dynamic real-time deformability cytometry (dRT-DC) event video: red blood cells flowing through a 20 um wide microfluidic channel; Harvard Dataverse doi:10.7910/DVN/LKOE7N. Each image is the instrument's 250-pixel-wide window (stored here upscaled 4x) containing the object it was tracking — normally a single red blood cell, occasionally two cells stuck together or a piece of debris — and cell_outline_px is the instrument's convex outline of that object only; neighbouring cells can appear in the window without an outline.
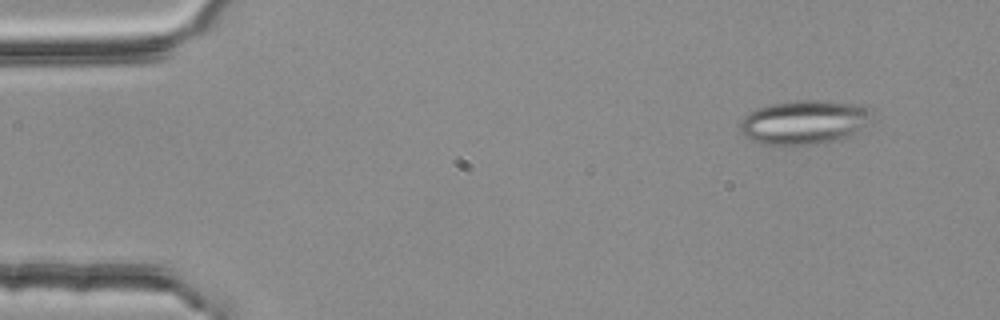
{"species": "common noctule bat (a hibernating species)", "species_latin": "Nyctalus noctula", "temperature_condition": "room temperature", "stored_images_in_passage": 4, "camera_frame_rate_fps": 3000, "um_per_image_px": 0.085, "animal": {"sex": "female", "body_mass_g": 25.1}, "frame": {"image": 1, "passage_image": 1, "time_ms": 0.0, "image_size_px": [1000, 320], "cell_outline_px": [[872, 124], [840, 140], [816, 144], [760, 144], [744, 136], [740, 128], [740, 120], [744, 116], [756, 108], [772, 104], [796, 100], [820, 100], [864, 104], [872, 112]], "centroid_in_image_um": [68.42, 10.37], "position_along_channel_um": 16.6, "area_um2": 34.33}}
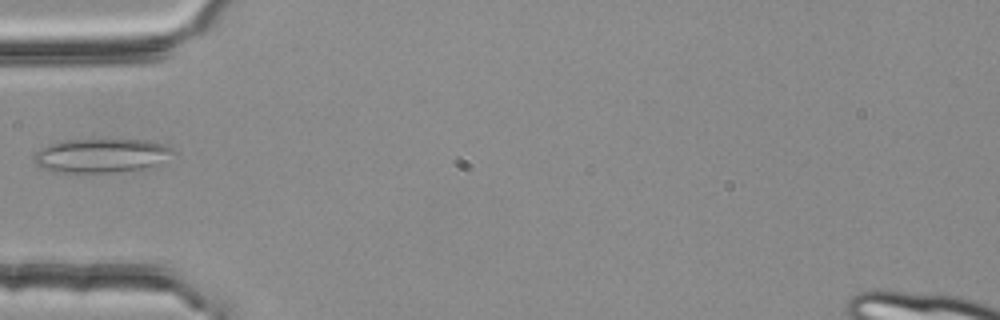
{"frame": {"image": 2, "passage_image": 4, "time_ms": 1.0, "image_size_px": [1000, 320], "cell_outline_px": [[172, 152], [160, 164], [144, 168], [108, 172], [64, 172], [44, 168], [36, 164], [32, 160], [32, 156], [40, 148], [48, 144], [60, 140], [148, 140], [172, 148]], "centroid_in_image_um": [8.54, 13.21], "position_along_channel_um": 76.5, "area_um2": 27.11}}